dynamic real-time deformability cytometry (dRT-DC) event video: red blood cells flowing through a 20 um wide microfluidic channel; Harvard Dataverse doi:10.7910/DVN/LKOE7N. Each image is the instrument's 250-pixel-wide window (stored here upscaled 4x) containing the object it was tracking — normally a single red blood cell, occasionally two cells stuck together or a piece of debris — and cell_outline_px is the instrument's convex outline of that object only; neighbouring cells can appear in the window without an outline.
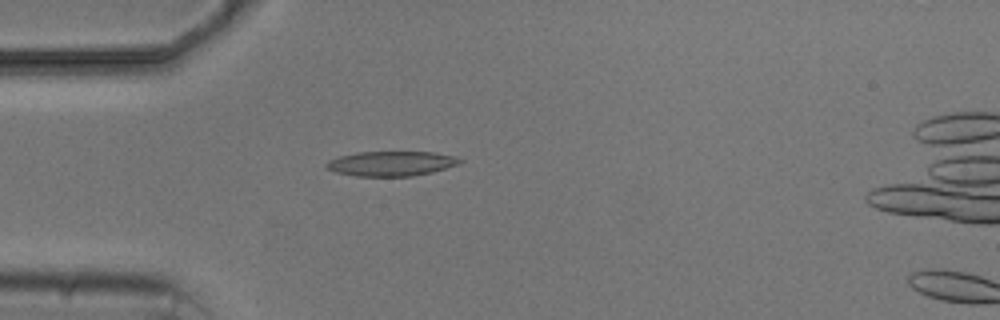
{"species": "common noctule bat (a hibernating species)", "species_latin": "Nyctalus noctula", "temperature_condition": "cold", "stored_images_in_passage": 2, "camera_frame_rate_fps": 3000, "um_per_image_px": 0.085, "animal": {"sex": "male", "body_mass_g": 20.5, "forearm_length_mm": 52.5}, "frame": {"image": 1, "passage_image": 1, "time_ms": 0.0, "image_size_px": [1000, 320], "cell_outline_px": [[464, 160], [460, 164], [432, 172], [412, 176], [356, 176], [336, 172], [324, 168], [324, 164], [328, 160], [340, 156], [356, 152], [432, 152], [452, 156]], "centroid_in_image_um": [33.22, 13.9], "position_along_channel_um": 51.8, "area_um2": 19.31}}